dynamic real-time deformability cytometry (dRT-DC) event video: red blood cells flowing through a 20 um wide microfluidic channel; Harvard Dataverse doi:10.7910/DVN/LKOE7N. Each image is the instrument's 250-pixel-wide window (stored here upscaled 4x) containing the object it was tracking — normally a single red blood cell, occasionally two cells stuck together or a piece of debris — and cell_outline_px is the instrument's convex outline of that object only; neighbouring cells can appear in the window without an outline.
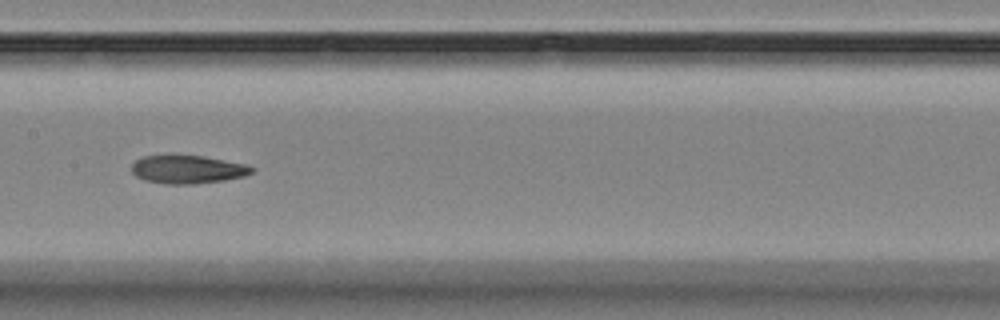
{"species": "Egyptian fruit bat (a non-hibernating species)", "species_latin": "Rousettus aegyptiacus", "temperature_condition": "room temperature", "stored_images_in_passage": 9, "camera_frame_rate_fps": 3000, "um_per_image_px": 0.085, "animal": {"sex": "female"}, "frame": {"image": 1, "passage_image": 4, "time_ms": 3.667, "image_size_px": [1000, 320], "cell_outline_px": [[256, 168], [252, 172], [244, 176], [224, 180], [192, 184], [164, 184], [144, 180], [136, 176], [132, 172], [132, 164], [136, 160], [144, 156], [204, 156], [248, 164]], "centroid_in_image_um": [15.98, 14.41], "position_along_channel_um": 191.4, "area_um2": 19.71}}
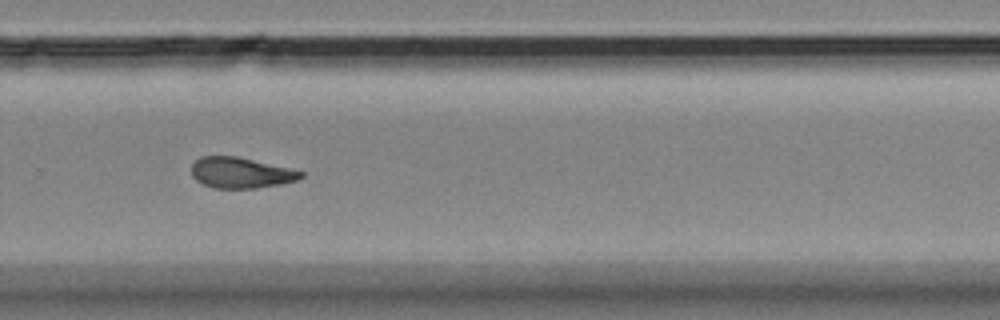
{"frame": {"image": 2, "passage_image": 7, "time_ms": 7.0, "image_size_px": [1000, 320], "cell_outline_px": [[304, 176], [296, 180], [284, 184], [256, 188], [212, 188], [196, 180], [192, 176], [192, 164], [200, 156], [236, 156], [288, 168], [304, 172]], "centroid_in_image_um": [20.46, 14.69], "position_along_channel_um": 309.3, "area_um2": 19.54}}
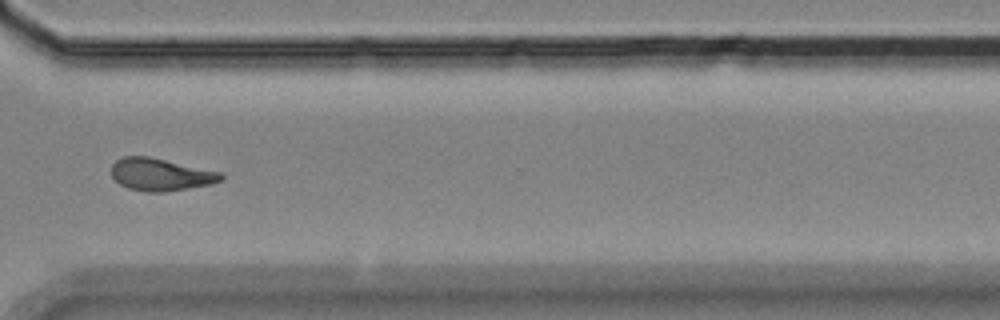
{"frame": {"image": 3, "passage_image": 8, "time_ms": 8.333, "image_size_px": [1000, 320], "cell_outline_px": [[224, 176], [220, 180], [212, 184], [164, 192], [148, 192], [128, 188], [120, 184], [112, 176], [112, 164], [116, 160], [124, 156], [148, 156], [220, 172]], "centroid_in_image_um": [13.63, 14.83], "position_along_channel_um": 357.0, "area_um2": 20.46}}